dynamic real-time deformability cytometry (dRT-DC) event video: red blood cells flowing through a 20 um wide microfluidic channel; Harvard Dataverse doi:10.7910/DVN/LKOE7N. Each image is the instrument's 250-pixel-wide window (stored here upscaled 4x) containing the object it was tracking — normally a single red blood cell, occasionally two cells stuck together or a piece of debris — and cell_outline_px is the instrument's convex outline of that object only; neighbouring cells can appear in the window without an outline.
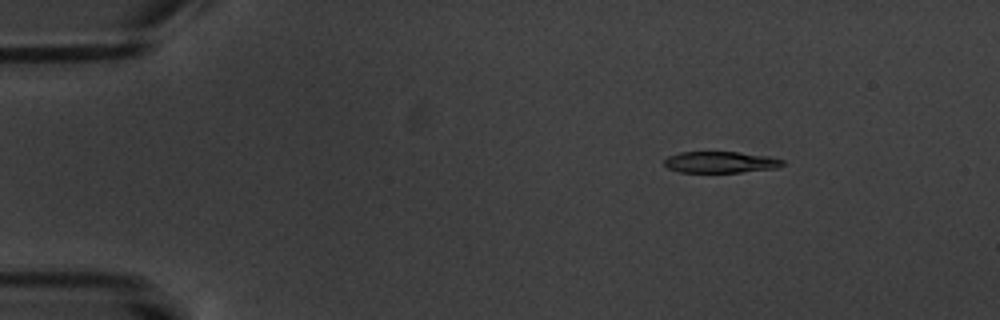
{"species": "common noctule bat (a hibernating species)", "species_latin": "Nyctalus noctula", "temperature_condition": "warm", "stored_images_in_passage": 6, "camera_frame_rate_fps": 3000, "um_per_image_px": 0.085, "animal": {"sex": "male", "body_mass_g": 20.1, "forearm_length_mm": 53.5}, "frame": {"image": 1, "passage_image": 3, "time_ms": 2.333, "image_size_px": [1000, 320], "cell_outline_px": [[784, 164], [776, 168], [740, 172], [680, 172], [668, 168], [664, 164], [664, 160], [668, 156], [680, 152], [736, 152], [768, 156], [784, 160]], "centroid_in_image_um": [61.22, 13.78], "position_along_channel_um": 23.8, "area_um2": 14.62}}
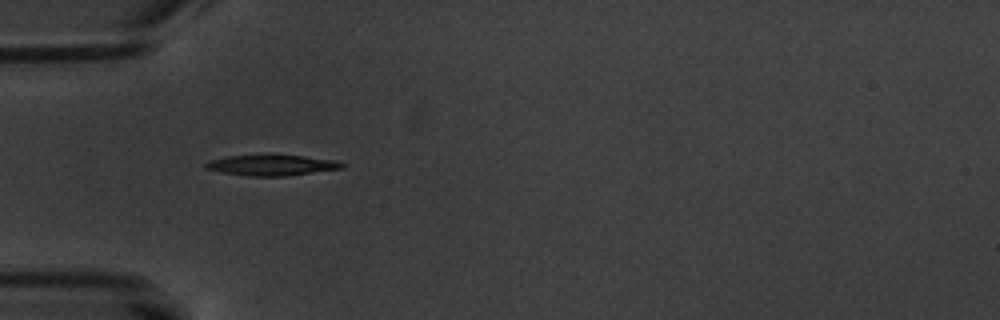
{"frame": {"image": 2, "passage_image": 5, "time_ms": 5.667, "image_size_px": [1000, 320], "cell_outline_px": [[344, 168], [284, 176], [248, 176], [220, 172], [204, 168], [204, 164], [208, 160], [228, 156], [304, 156], [336, 160], [344, 164]], "centroid_in_image_um": [23.06, 14.05], "position_along_channel_um": 61.9, "area_um2": 16.13}}